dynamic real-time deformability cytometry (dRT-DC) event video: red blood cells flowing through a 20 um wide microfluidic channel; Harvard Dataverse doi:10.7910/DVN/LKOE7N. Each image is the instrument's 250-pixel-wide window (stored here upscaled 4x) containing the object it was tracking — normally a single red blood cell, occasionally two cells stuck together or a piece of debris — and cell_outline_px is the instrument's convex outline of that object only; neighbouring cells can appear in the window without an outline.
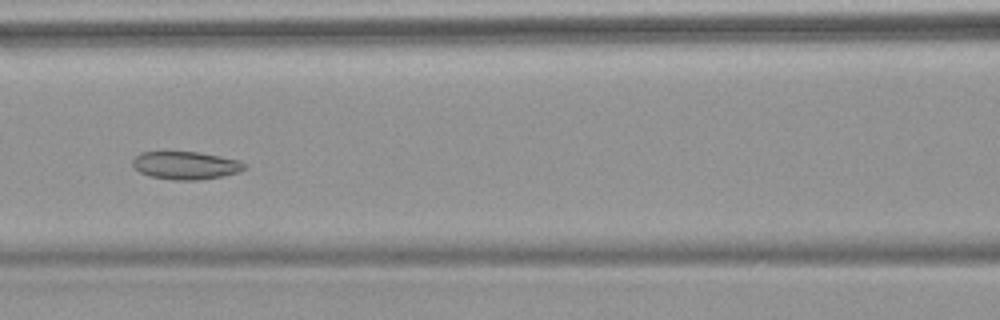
{"species": "common noctule bat (a hibernating species)", "species_latin": "Nyctalus noctula", "temperature_condition": "warm", "stored_images_in_passage": 9, "camera_frame_rate_fps": 3000, "um_per_image_px": 0.085, "animal": {"sex": "female", "body_mass_g": 18.4}, "frame": {"image": 1, "passage_image": 7, "time_ms": 7.0, "image_size_px": [1000, 320], "cell_outline_px": [[248, 164], [244, 168], [236, 172], [220, 176], [196, 180], [176, 180], [152, 176], [140, 172], [132, 168], [132, 160], [140, 152], [200, 152], [240, 160]], "centroid_in_image_um": [15.76, 14.04], "position_along_channel_um": 150.8, "area_um2": 18.03}}
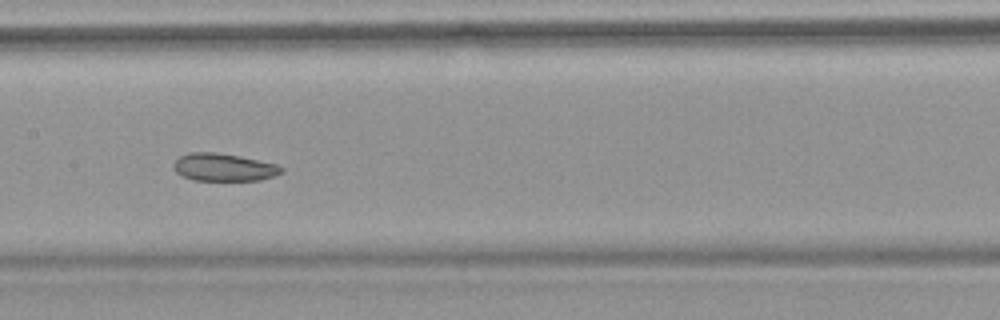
{"frame": {"image": 2, "passage_image": 8, "time_ms": 8.0, "image_size_px": [1000, 320], "cell_outline_px": [[284, 172], [260, 180], [192, 180], [176, 172], [172, 168], [172, 164], [180, 156], [188, 152], [216, 152], [240, 156], [276, 164], [284, 168]], "centroid_in_image_um": [19.0, 14.21], "position_along_channel_um": 188.4, "area_um2": 17.4}}
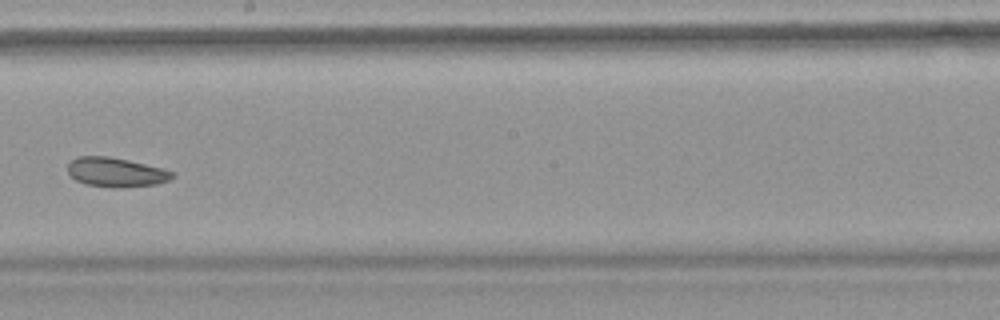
{"frame": {"image": 3, "passage_image": 9, "time_ms": 9.333, "image_size_px": [1000, 320], "cell_outline_px": [[172, 176], [168, 180], [156, 184], [88, 184], [76, 180], [68, 172], [68, 164], [76, 156], [108, 156], [128, 160], [164, 168], [172, 172]], "centroid_in_image_um": [9.82, 14.56], "position_along_channel_um": 238.4, "area_um2": 16.65}}